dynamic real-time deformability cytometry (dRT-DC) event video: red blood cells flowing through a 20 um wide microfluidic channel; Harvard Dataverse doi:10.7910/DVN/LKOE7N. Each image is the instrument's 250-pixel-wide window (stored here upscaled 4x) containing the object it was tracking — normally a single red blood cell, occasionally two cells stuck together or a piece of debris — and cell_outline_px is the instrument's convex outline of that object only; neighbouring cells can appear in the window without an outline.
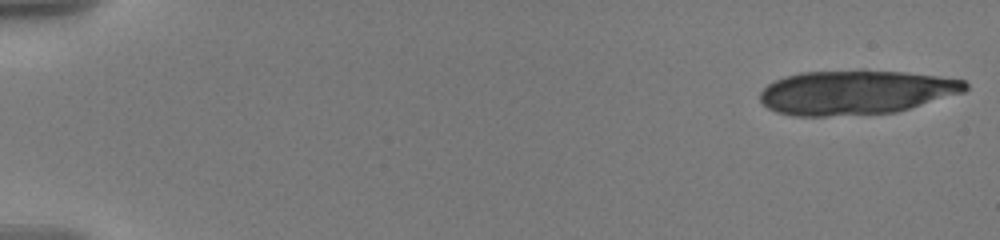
{"species": "human", "species_latin": "Homo sapiens", "temperature_condition": "warm", "stored_images_in_passage": 10, "camera_frame_rate_fps": 3000, "um_per_image_px": 0.085, "donor": {"sex": "male"}, "frame": {"image": 1, "passage_image": 1, "time_ms": 0.0, "image_size_px": [1000, 240], "cell_outline_px": [[968, 88], [964, 92], [896, 112], [828, 116], [792, 116], [776, 112], [768, 108], [760, 100], [760, 92], [768, 84], [784, 76], [800, 72], [864, 68], [904, 72], [936, 76], [964, 80], [968, 84]], "centroid_in_image_um": [72.71, 7.82], "position_along_channel_um": 12.3, "area_um2": 53.7}}
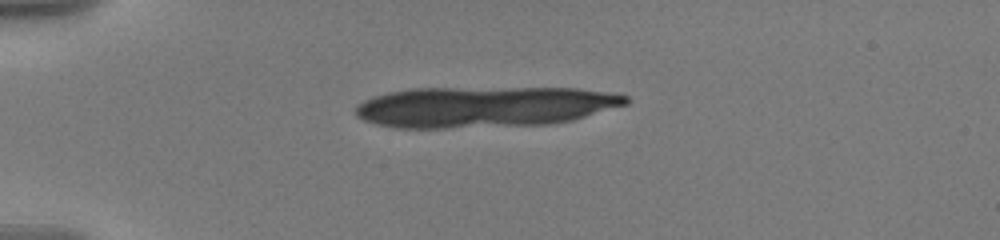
{"frame": {"image": 2, "passage_image": 5, "time_ms": 4.333, "image_size_px": [1000, 240], "cell_outline_px": [[628, 104], [572, 120], [552, 124], [448, 128], [396, 128], [376, 124], [364, 120], [356, 116], [356, 104], [372, 96], [388, 92], [412, 88], [576, 88], [604, 92], [628, 96]], "centroid_in_image_um": [41.11, 9.08], "position_along_channel_um": 43.9, "area_um2": 64.5}}